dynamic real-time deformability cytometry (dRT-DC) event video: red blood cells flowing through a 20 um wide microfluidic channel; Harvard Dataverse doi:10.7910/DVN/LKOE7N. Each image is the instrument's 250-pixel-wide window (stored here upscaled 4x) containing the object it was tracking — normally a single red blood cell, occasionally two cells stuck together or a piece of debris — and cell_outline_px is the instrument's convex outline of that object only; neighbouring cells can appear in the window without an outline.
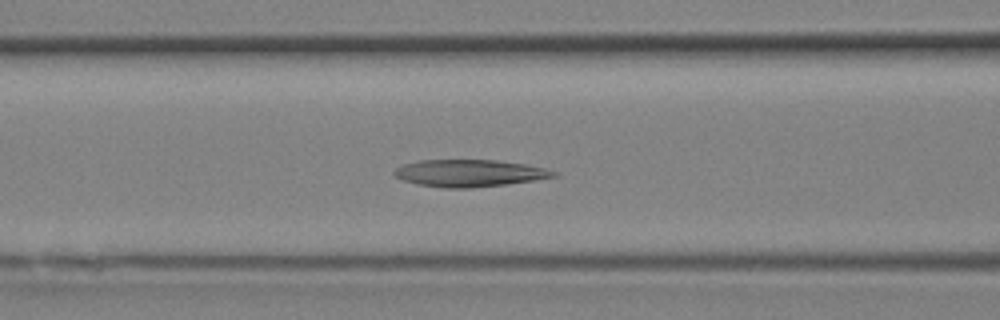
{"species": "Egyptian fruit bat (a non-hibernating species)", "species_latin": "Rousettus aegyptiacus", "temperature_condition": "room temperature", "stored_images_in_passage": 13, "camera_frame_rate_fps": 3000, "um_per_image_px": 0.085, "animal": {"sex": "female"}, "frame": {"image": 1, "passage_image": 11, "time_ms": 3.333, "image_size_px": [1000, 320], "cell_outline_px": [[556, 176], [532, 180], [504, 184], [468, 188], [444, 188], [416, 184], [404, 180], [396, 176], [392, 172], [396, 168], [404, 164], [420, 160], [496, 160], [524, 164], [544, 168], [556, 172]], "centroid_in_image_um": [39.84, 14.71], "position_along_channel_um": 126.8, "area_um2": 24.8}}
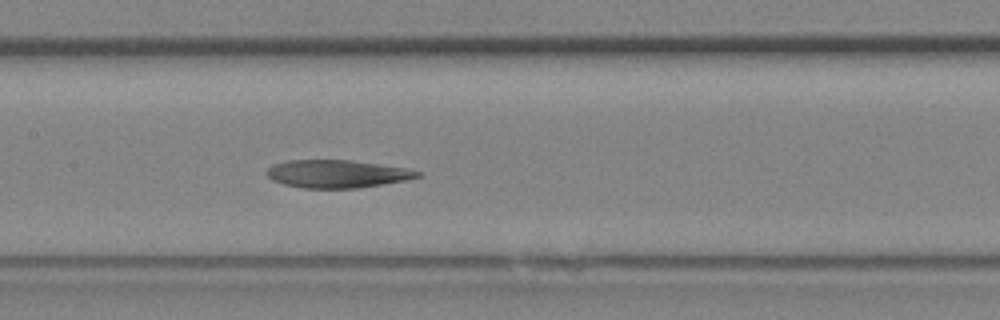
{"frame": {"image": 2, "passage_image": 13, "time_ms": 4.0, "image_size_px": [1000, 320], "cell_outline_px": [[424, 172], [420, 176], [404, 180], [356, 188], [304, 188], [284, 184], [272, 180], [264, 172], [272, 164], [288, 160], [352, 160], [408, 168]], "centroid_in_image_um": [28.63, 14.76], "position_along_channel_um": 178.8, "area_um2": 24.45}}